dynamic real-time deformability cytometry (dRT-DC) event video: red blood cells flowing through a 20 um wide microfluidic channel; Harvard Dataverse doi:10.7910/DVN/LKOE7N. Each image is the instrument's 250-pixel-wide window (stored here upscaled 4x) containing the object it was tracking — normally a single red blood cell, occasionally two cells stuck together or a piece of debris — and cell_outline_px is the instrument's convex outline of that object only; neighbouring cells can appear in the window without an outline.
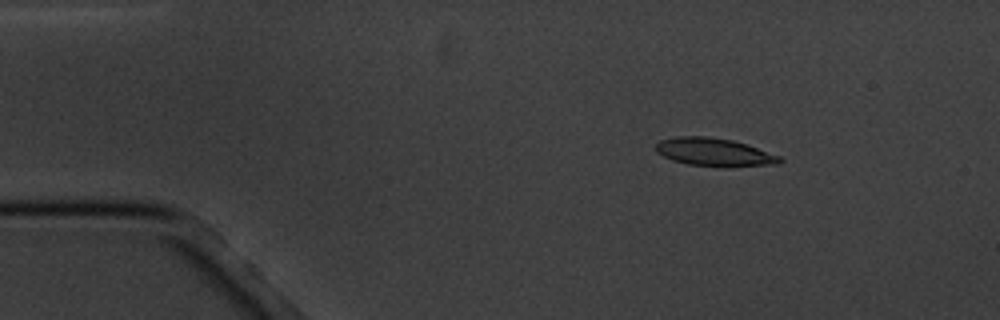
{"species": "common noctule bat (a hibernating species)", "species_latin": "Nyctalus noctula", "temperature_condition": "cold", "stored_images_in_passage": 4, "camera_frame_rate_fps": 3000, "um_per_image_px": 0.085, "animal": {"sex": "male", "body_mass_g": 20.1, "forearm_length_mm": 53.5}, "frame": {"image": 1, "passage_image": 1, "time_ms": 0.0, "image_size_px": [1000, 320], "cell_outline_px": [[784, 160], [780, 164], [688, 164], [672, 160], [656, 152], [656, 144], [660, 140], [676, 136], [708, 136], [732, 140], [780, 156]], "centroid_in_image_um": [60.62, 12.87], "position_along_channel_um": 24.4, "area_um2": 19.13}}
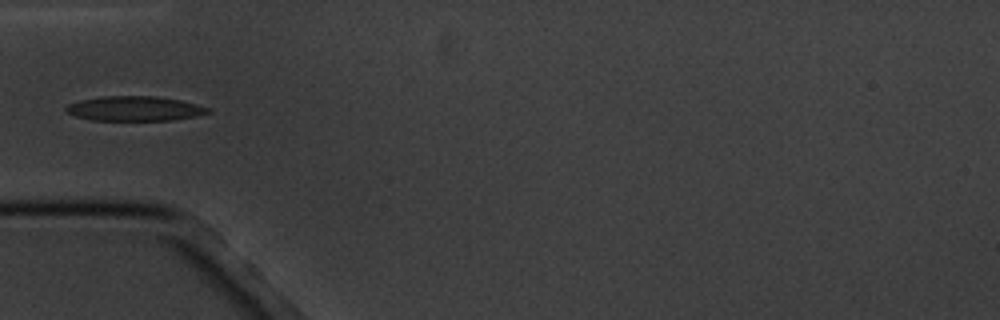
{"frame": {"image": 2, "passage_image": 4, "time_ms": 3.333, "image_size_px": [1000, 320], "cell_outline_px": [[212, 112], [196, 116], [172, 120], [92, 120], [76, 116], [64, 112], [64, 108], [68, 104], [80, 100], [104, 96], [156, 96], [180, 100], [212, 108]], "centroid_in_image_um": [11.45, 9.23], "position_along_channel_um": 73.5, "area_um2": 20.52}}